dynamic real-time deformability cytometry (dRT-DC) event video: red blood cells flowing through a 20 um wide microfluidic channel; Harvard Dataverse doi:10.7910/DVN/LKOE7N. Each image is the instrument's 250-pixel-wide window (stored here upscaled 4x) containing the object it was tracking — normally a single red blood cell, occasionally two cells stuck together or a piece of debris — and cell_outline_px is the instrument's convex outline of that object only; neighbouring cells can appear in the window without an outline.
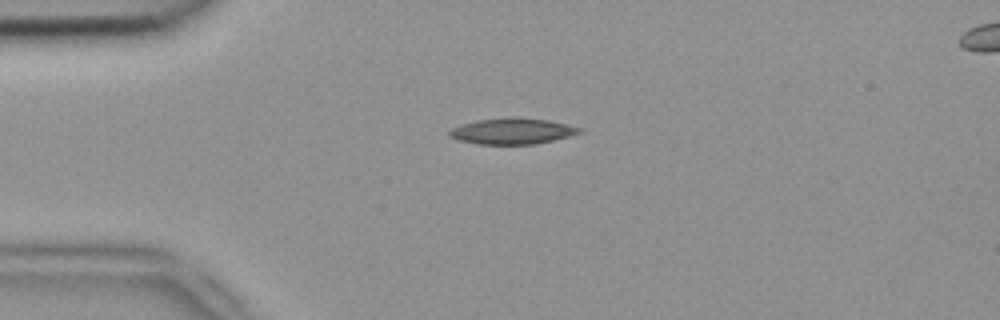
{"species": "common noctule bat (a hibernating species)", "species_latin": "Nyctalus noctula", "temperature_condition": "room temperature", "stored_images_in_passage": 3, "segment_of_instrument_passage": [1, 2], "camera_frame_rate_fps": 3000, "um_per_image_px": 0.085, "animal": {"sex": "female", "body_mass_g": 18.4}, "frame": {"image": 1, "passage_image": 1, "time_ms": 0.0, "image_size_px": [1000, 320], "cell_outline_px": [[584, 132], [536, 144], [480, 144], [460, 140], [448, 136], [448, 132], [452, 128], [476, 120], [512, 116], [516, 116], [548, 120], [580, 128]], "centroid_in_image_um": [43.53, 11.13], "position_along_channel_um": 41.5, "area_um2": 19.59}}